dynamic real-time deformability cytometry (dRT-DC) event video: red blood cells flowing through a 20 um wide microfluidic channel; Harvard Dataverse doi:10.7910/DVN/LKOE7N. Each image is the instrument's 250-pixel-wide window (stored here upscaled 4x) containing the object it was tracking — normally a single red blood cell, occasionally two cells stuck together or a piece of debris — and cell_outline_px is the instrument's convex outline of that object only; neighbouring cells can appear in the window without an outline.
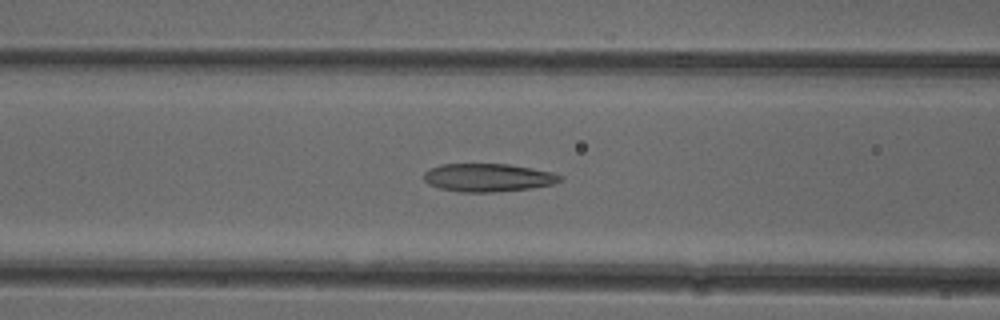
{"species": "common noctule bat (a hibernating species)", "species_latin": "Nyctalus noctula", "temperature_condition": "cold", "stored_images_in_passage": 39, "camera_frame_rate_fps": 3000, "um_per_image_px": 0.085, "animal": {"sex": "female"}, "frame": {"image": 1, "passage_image": 8, "time_ms": 2.333, "image_size_px": [1000, 320], "cell_outline_px": [[564, 180], [552, 184], [532, 188], [492, 192], [460, 192], [440, 188], [428, 184], [424, 180], [424, 172], [440, 164], [508, 164], [532, 168], [552, 172], [564, 176]], "centroid_in_image_um": [41.51, 15.09], "position_along_channel_um": 125.1, "area_um2": 22.37}}
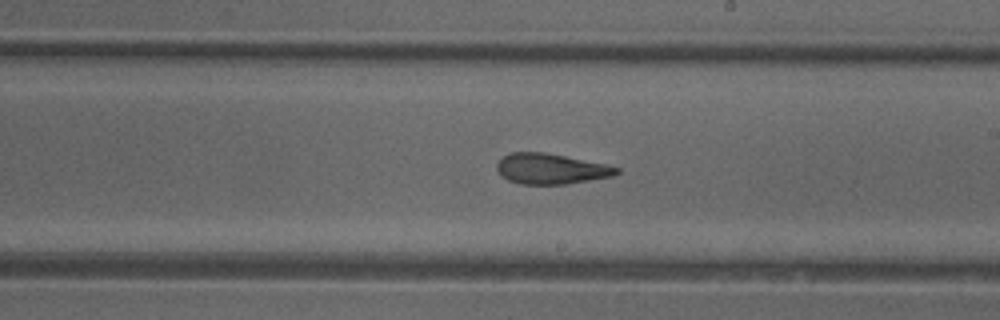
{"frame": {"image": 2, "passage_image": 17, "time_ms": 5.333, "image_size_px": [1000, 320], "cell_outline_px": [[620, 172], [612, 176], [568, 184], [520, 184], [508, 180], [500, 176], [496, 168], [496, 164], [508, 152], [544, 152], [604, 164], [620, 168]], "centroid_in_image_um": [46.78, 14.35], "position_along_channel_um": 242.2, "area_um2": 21.21}}
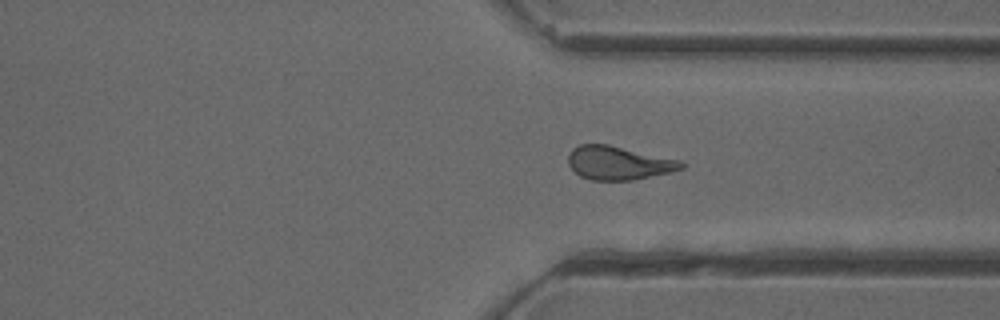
{"frame": {"image": 3, "passage_image": 26, "time_ms": 8.333, "image_size_px": [1000, 320], "cell_outline_px": [[684, 168], [672, 172], [632, 180], [592, 180], [580, 176], [568, 164], [568, 156], [572, 148], [580, 144], [608, 144], [680, 160], [684, 164]], "centroid_in_image_um": [52.58, 13.85], "position_along_channel_um": 358.8, "area_um2": 22.08}, "authors_computed_cell_mechanics": {"area_um2": 22.1952, "velocity_mm_per_s": 3.9054, "shape_relaxation_time_tau1_ms": null, "shape_relaxation_time_tau2_ms": 2.7356, "deformation_change_tau1": null, "deformation_change_tau2": 0.1327}}